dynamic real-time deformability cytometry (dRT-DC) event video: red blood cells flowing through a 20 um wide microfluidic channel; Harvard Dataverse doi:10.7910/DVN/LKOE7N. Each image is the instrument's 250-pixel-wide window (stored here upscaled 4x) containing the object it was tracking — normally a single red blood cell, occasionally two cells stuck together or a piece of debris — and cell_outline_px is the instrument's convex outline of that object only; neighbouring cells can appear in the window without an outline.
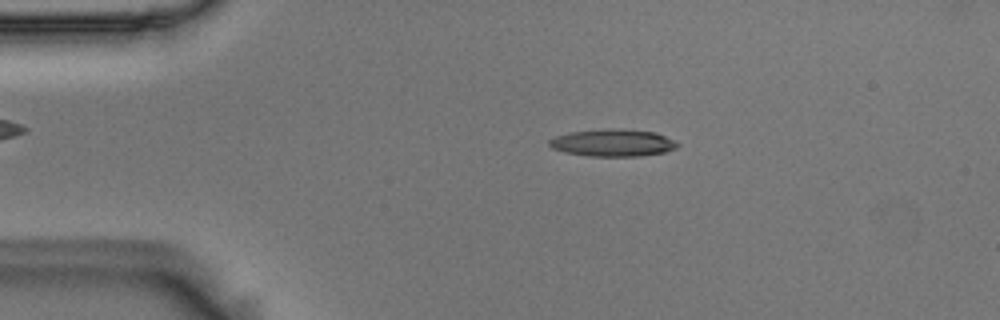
{"species": "Egyptian fruit bat (a non-hibernating species)", "species_latin": "Rousettus aegyptiacus", "temperature_condition": "room temperature", "stored_images_in_passage": 4, "camera_frame_rate_fps": 3000, "um_per_image_px": 0.085, "animal": {"sex": "male"}, "frame": {"image": 1, "passage_image": 2, "time_ms": 0.333, "image_size_px": [1000, 320], "cell_outline_px": [[680, 144], [676, 148], [664, 152], [640, 156], [588, 156], [564, 152], [552, 148], [548, 144], [548, 140], [556, 136], [568, 132], [604, 128], [624, 128], [656, 132]], "centroid_in_image_um": [52.06, 12.12], "position_along_channel_um": 32.9, "area_um2": 20.58}}